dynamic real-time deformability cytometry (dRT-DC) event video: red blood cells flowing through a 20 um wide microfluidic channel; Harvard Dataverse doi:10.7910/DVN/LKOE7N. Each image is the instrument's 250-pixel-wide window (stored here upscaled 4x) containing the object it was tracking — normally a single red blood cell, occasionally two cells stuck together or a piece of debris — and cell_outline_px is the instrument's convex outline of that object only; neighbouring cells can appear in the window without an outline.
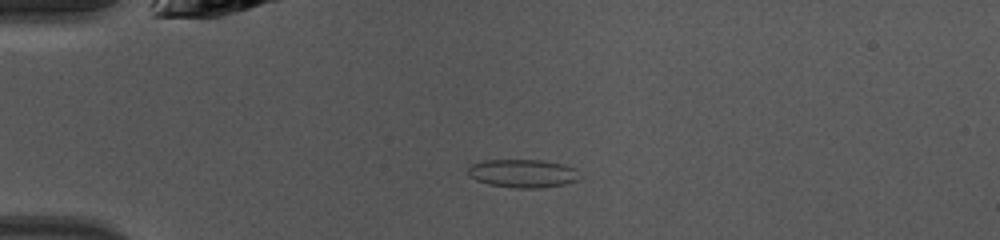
{"species": "common noctule bat (a hibernating species)", "species_latin": "Nyctalus noctula", "temperature_condition": "warm", "stored_images_in_passage": 34, "camera_frame_rate_fps": 3000, "um_per_image_px": 0.085, "animal": {"sex": "female", "body_mass_g": 10.0, "forearm_length_mm": 53.1}, "frame": {"image": 1, "passage_image": 4, "time_ms": 1.0, "image_size_px": [1000, 240], "cell_outline_px": [[580, 180], [564, 184], [540, 188], [516, 188], [488, 184], [476, 180], [468, 176], [468, 164], [484, 160], [544, 160], [576, 168], [580, 176]], "centroid_in_image_um": [44.42, 14.74], "position_along_channel_um": 40.6, "area_um2": 18.61}}
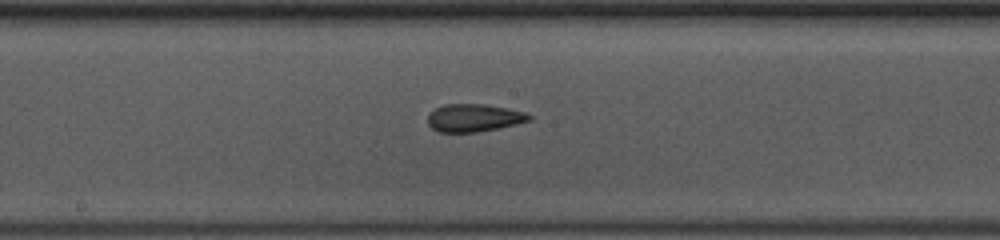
{"frame": {"image": 2, "passage_image": 18, "time_ms": 5.667, "image_size_px": [1000, 240], "cell_outline_px": [[532, 120], [516, 124], [476, 132], [440, 132], [432, 128], [428, 124], [428, 116], [436, 108], [444, 104], [484, 104], [508, 108], [528, 112], [532, 116]], "centroid_in_image_um": [40.32, 10.01], "position_along_channel_um": 207.9, "area_um2": 16.36}}
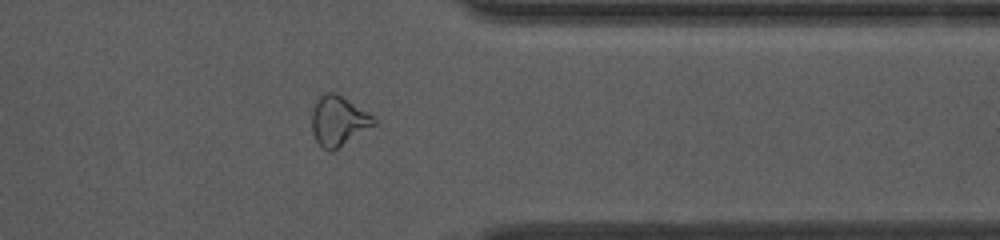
{"frame": {"image": 3, "passage_image": 31, "time_ms": 10.0, "image_size_px": [1000, 240], "cell_outline_px": [[376, 124], [332, 152], [328, 152], [316, 140], [312, 132], [312, 112], [316, 100], [324, 92], [336, 92], [376, 116]], "centroid_in_image_um": [28.79, 10.26], "position_along_channel_um": 382.6, "area_um2": 18.21}, "authors_computed_cell_mechanics": {"area_um2": 16.6175, "velocity_mm_per_s": 4.1397, "shape_relaxation_time_tau1_ms": 6.8884, "shape_relaxation_time_tau2_ms": 3.2694, "deformation_change_tau1": 0.1634, "deformation_change_tau2": 0.058}}